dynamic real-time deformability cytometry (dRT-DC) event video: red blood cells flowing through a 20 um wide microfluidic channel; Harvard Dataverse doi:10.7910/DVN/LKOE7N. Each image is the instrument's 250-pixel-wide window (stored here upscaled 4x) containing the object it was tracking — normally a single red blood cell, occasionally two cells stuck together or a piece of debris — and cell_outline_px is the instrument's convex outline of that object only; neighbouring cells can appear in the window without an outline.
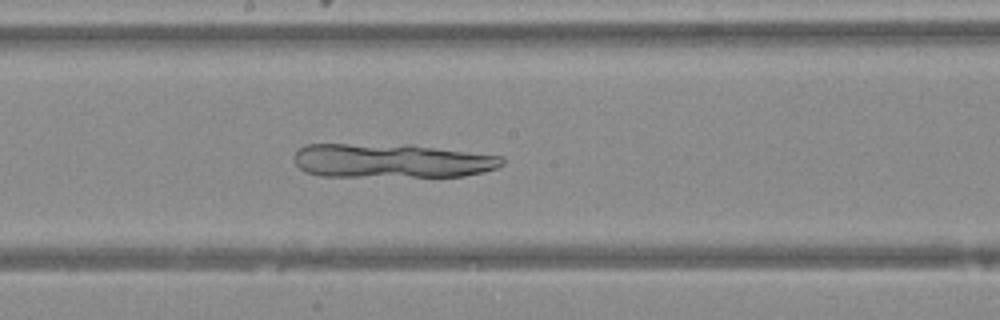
{"species": "Egyptian fruit bat (a non-hibernating species)", "species_latin": "Rousettus aegyptiacus", "temperature_condition": "warm", "stored_images_in_passage": 48, "camera_frame_rate_fps": 3000, "um_per_image_px": 0.085, "animal": {"sex": "female"}, "frame": {"image": 1, "passage_image": 26, "time_ms": 8.333, "image_size_px": [1000, 320], "cell_outline_px": [[504, 164], [496, 168], [484, 172], [464, 176], [320, 176], [304, 172], [296, 164], [296, 148], [304, 144], [348, 144], [432, 148], [504, 156]], "centroid_in_image_um": [33.24, 13.69], "position_along_channel_um": 215.0, "area_um2": 40.52}}
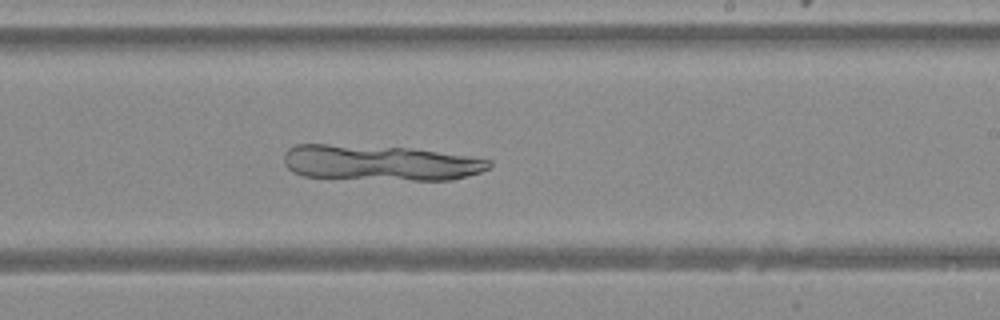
{"frame": {"image": 2, "passage_image": 29, "time_ms": 9.333, "image_size_px": [1000, 320], "cell_outline_px": [[492, 164], [488, 168], [480, 172], [452, 180], [412, 180], [304, 176], [292, 172], [284, 164], [284, 152], [288, 148], [296, 144], [328, 144], [408, 148], [468, 156], [492, 160]], "centroid_in_image_um": [32.27, 13.83], "position_along_channel_um": 256.7, "area_um2": 42.19}}
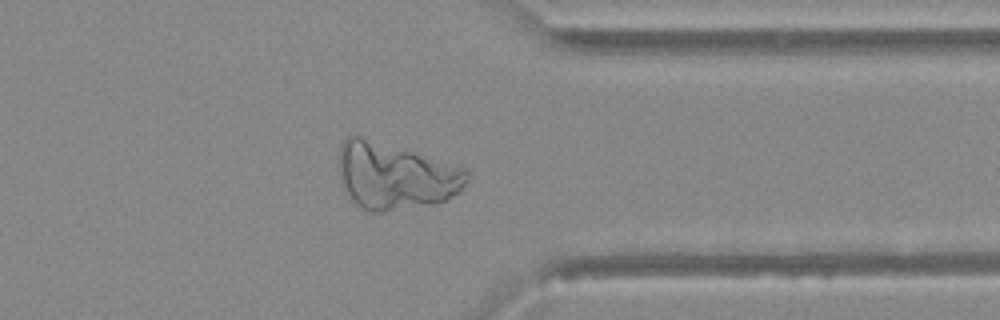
{"frame": {"image": 3, "passage_image": 38, "time_ms": 12.333, "image_size_px": [1000, 320], "cell_outline_px": [[468, 180], [452, 196], [444, 200], [432, 204], [384, 212], [368, 212], [360, 208], [356, 204], [348, 192], [340, 176], [340, 144], [344, 136], [360, 136], [460, 164], [468, 168]], "centroid_in_image_um": [33.63, 14.94], "position_along_channel_um": 377.8, "area_um2": 49.77}}